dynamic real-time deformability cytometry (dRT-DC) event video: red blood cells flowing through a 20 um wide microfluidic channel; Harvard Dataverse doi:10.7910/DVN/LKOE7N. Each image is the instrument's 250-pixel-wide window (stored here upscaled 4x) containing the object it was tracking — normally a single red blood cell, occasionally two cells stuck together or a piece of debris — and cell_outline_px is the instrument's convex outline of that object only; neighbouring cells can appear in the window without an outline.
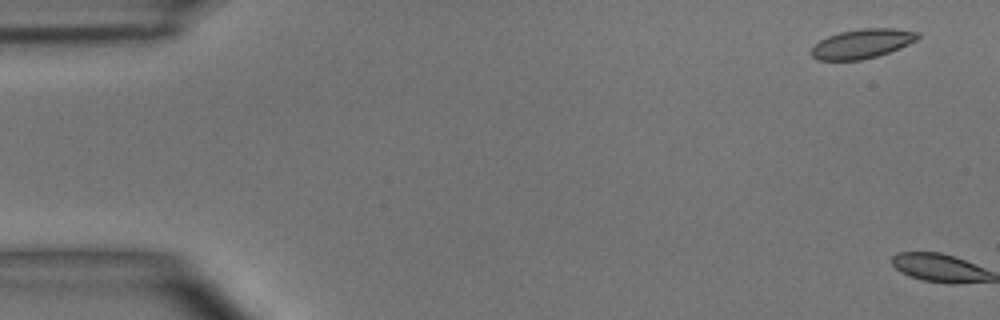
{"species": "common noctule bat (a hibernating species)", "species_latin": "Nyctalus noctula", "temperature_condition": "room temperature", "stored_images_in_passage": 2, "camera_frame_rate_fps": 3000, "um_per_image_px": 0.085, "animal": {"sex": "male", "body_mass_g": 15.6}, "frame": {"image": 1, "passage_image": 1, "time_ms": 0.0, "image_size_px": [1000, 320], "cell_outline_px": [[920, 36], [916, 40], [900, 48], [876, 56], [860, 60], [816, 60], [812, 56], [812, 48], [820, 40], [828, 36], [840, 32], [864, 28], [892, 28], [920, 32]], "centroid_in_image_um": [73.29, 3.71], "position_along_channel_um": 11.7, "area_um2": 18.03}}